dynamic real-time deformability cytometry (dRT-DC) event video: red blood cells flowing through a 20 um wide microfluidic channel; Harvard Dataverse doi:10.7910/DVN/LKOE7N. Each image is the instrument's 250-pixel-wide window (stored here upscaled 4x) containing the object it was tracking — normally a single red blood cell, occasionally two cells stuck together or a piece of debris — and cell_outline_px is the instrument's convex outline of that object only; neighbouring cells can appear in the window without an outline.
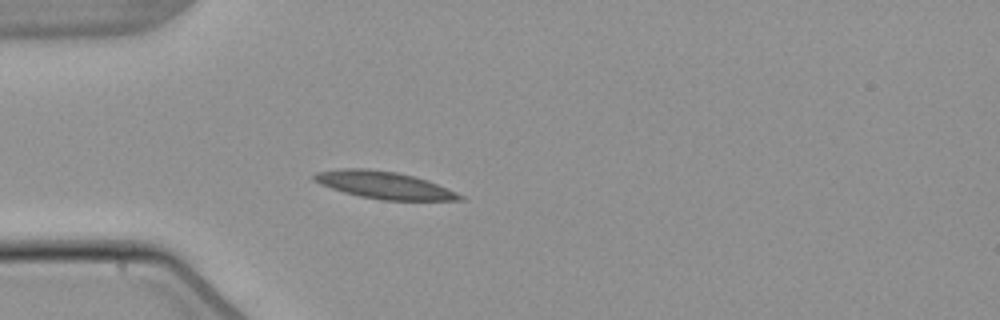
{"species": "common noctule bat (a hibernating species)", "species_latin": "Nyctalus noctula", "temperature_condition": "warm", "stored_images_in_passage": 36, "camera_frame_rate_fps": 3000, "um_per_image_px": 0.085, "animal": {"sex": "male", "body_mass_g": 21.5, "forearm_length_mm": 52.0}, "frame": {"image": 1, "passage_image": 1, "time_ms": 0.0, "image_size_px": [1000, 320], "cell_outline_px": [[464, 200], [380, 200], [360, 196], [344, 192], [320, 184], [312, 180], [312, 176], [316, 172], [344, 168], [364, 168], [396, 172], [428, 180], [456, 192], [464, 196]], "centroid_in_image_um": [32.63, 15.73], "position_along_channel_um": 52.4, "area_um2": 23.0}}
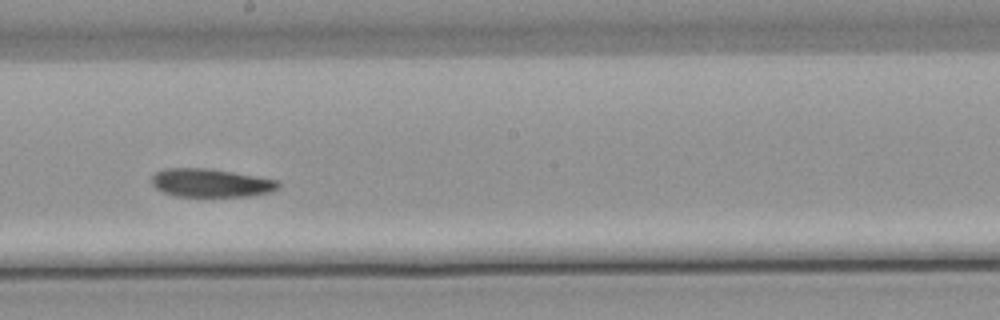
{"frame": {"image": 2, "passage_image": 16, "time_ms": 5.0, "image_size_px": [1000, 320], "cell_outline_px": [[280, 188], [272, 192], [256, 196], [176, 196], [164, 192], [156, 188], [152, 184], [152, 176], [156, 172], [164, 168], [208, 168], [256, 176], [276, 180], [280, 184]], "centroid_in_image_um": [17.95, 15.55], "position_along_channel_um": 230.2, "area_um2": 20.98}}
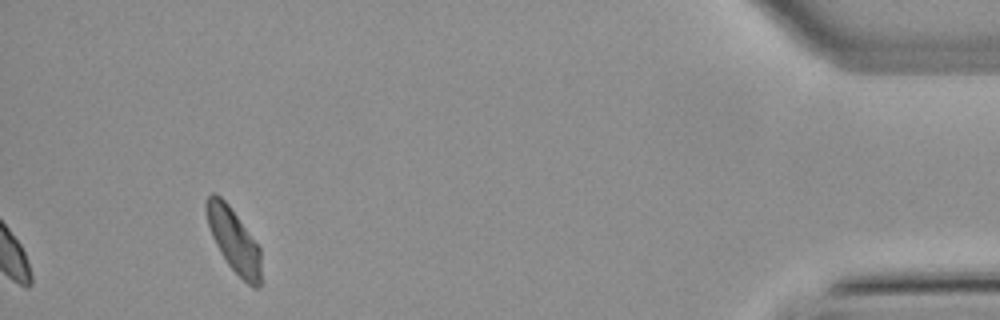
{"frame": {"image": 3, "passage_image": 36, "time_ms": 11.667, "image_size_px": [1000, 320], "cell_outline_px": [[260, 284], [256, 288], [252, 288], [228, 264], [220, 252], [212, 236], [208, 224], [204, 208], [204, 204], [208, 196], [212, 192], [216, 192], [228, 204], [260, 248]], "centroid_in_image_um": [19.84, 20.38], "position_along_channel_um": 415.4, "area_um2": 20.0}, "authors_computed_cell_mechanics": {"area_um2": 21.4149, "velocity_mm_per_s": 3.7883, "shape_relaxation_time_tau1_ms": 9.3497, "shape_relaxation_time_tau2_ms": 10.2747, "deformation_change_tau1": 0.2038, "deformation_change_tau2": 0.1702}}